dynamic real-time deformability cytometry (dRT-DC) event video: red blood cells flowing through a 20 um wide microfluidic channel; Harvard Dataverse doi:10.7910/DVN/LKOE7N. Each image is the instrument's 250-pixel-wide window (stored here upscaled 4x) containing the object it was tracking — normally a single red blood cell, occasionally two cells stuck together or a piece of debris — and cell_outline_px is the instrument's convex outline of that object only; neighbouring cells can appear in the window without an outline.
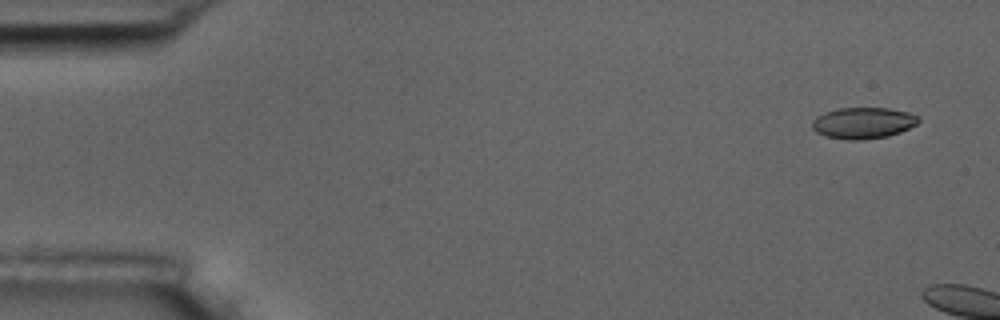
{"species": "common noctule bat (a hibernating species)", "species_latin": "Nyctalus noctula", "temperature_condition": "room temperature", "stored_images_in_passage": 2, "camera_frame_rate_fps": 3000, "um_per_image_px": 0.085, "animal": {"sex": "male", "body_mass_g": 17.5, "forearm_length_mm": 52.3}, "frame": {"image": 1, "passage_image": 1, "time_ms": 0.0, "image_size_px": [1000, 320], "cell_outline_px": [[920, 120], [916, 124], [900, 132], [888, 136], [864, 140], [848, 140], [828, 136], [816, 132], [812, 128], [812, 120], [816, 116], [824, 112], [840, 108], [888, 108], [908, 112], [916, 116]], "centroid_in_image_um": [73.34, 10.45], "position_along_channel_um": 11.7, "area_um2": 19.31}}